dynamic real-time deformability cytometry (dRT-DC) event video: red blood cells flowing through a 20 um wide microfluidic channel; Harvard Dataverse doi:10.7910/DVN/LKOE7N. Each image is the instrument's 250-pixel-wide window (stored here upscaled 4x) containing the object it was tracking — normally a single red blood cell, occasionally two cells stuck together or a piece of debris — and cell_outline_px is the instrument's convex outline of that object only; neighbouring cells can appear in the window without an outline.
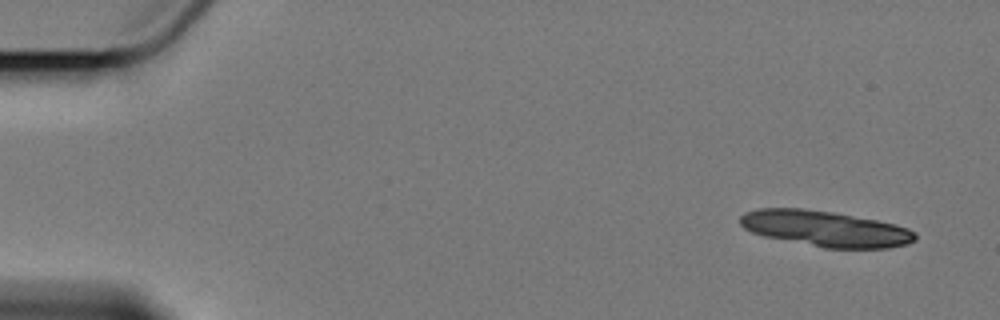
{"species": "Egyptian fruit bat (a non-hibernating species)", "species_latin": "Rousettus aegyptiacus", "temperature_condition": "cold", "stored_images_in_passage": 5, "camera_frame_rate_fps": 3000, "um_per_image_px": 0.085, "animal": {"sex": "female"}, "frame": {"image": 1, "passage_image": 1, "time_ms": 0.0, "image_size_px": [1000, 320], "cell_outline_px": [[916, 240], [908, 244], [888, 248], [824, 248], [764, 236], [752, 232], [744, 228], [740, 224], [740, 216], [744, 212], [756, 208], [804, 208], [832, 212], [876, 220], [896, 224], [908, 228], [916, 232]], "centroid_in_image_um": [70.15, 19.43], "position_along_channel_um": 14.8, "area_um2": 36.59}}